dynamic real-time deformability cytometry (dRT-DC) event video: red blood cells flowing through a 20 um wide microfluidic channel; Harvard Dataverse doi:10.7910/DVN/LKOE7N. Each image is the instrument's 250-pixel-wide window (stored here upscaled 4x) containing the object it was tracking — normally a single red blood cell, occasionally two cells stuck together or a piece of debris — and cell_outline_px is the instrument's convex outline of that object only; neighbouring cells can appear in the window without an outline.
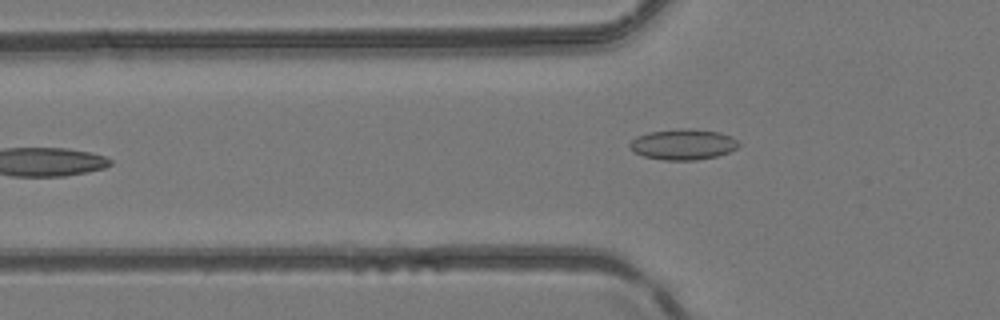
{"species": "common noctule bat (a hibernating species)", "species_latin": "Nyctalus noctula", "temperature_condition": "room temperature", "stored_images_in_passage": 6, "camera_frame_rate_fps": 3000, "um_per_image_px": 0.085, "animal": {"sex": "female", "body_mass_g": 24.6, "forearm_length_mm": 56.2}, "frame": {"image": 1, "passage_image": 5, "time_ms": 1.333, "image_size_px": [1000, 320], "cell_outline_px": [[740, 144], [736, 148], [728, 152], [716, 156], [696, 160], [664, 160], [644, 156], [632, 152], [628, 148], [628, 144], [636, 136], [648, 132], [680, 128], [692, 128], [720, 132], [732, 136]], "centroid_in_image_um": [58.02, 12.26], "position_along_channel_um": 67.8, "area_um2": 19.71}}
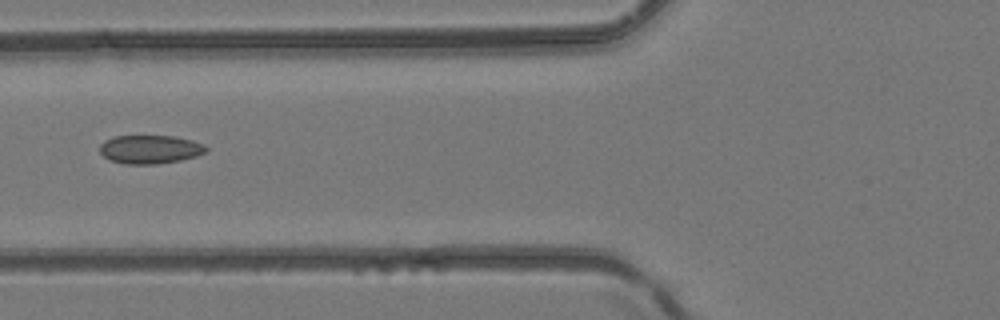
{"frame": {"image": 2, "passage_image": 6, "time_ms": 1.667, "image_size_px": [1000, 320], "cell_outline_px": [[208, 148], [204, 152], [196, 156], [180, 160], [156, 164], [124, 164], [108, 160], [100, 152], [100, 144], [104, 140], [112, 136], [176, 136], [192, 140], [204, 144]], "centroid_in_image_um": [12.72, 12.69], "position_along_channel_um": 113.1, "area_um2": 17.8}}